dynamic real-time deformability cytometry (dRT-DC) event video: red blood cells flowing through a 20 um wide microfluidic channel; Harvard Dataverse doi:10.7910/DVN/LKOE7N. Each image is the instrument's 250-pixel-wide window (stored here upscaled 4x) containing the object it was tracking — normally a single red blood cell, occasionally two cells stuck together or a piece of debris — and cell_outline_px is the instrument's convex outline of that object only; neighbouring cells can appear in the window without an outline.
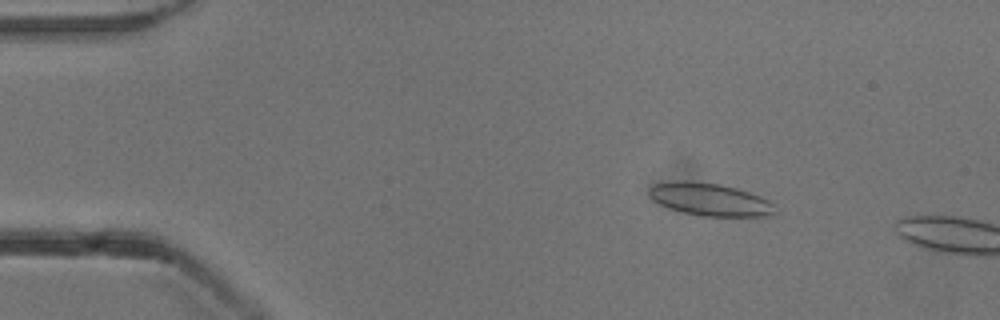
{"species": "common noctule bat (a hibernating species)", "species_latin": "Nyctalus noctula", "temperature_condition": "cold", "stored_images_in_passage": 11, "camera_frame_rate_fps": 3000, "um_per_image_px": 0.085, "animal": {"sex": "male", "body_mass_g": 13.3}, "frame": {"image": 1, "passage_image": 8, "time_ms": 2.333, "image_size_px": [1000, 320], "cell_outline_px": [[776, 216], [700, 216], [668, 208], [652, 200], [648, 192], [648, 188], [652, 184], [676, 180], [684, 180], [720, 184], [736, 188], [760, 196], [776, 204]], "centroid_in_image_um": [60.35, 16.95], "position_along_channel_um": 24.7, "area_um2": 24.28}}